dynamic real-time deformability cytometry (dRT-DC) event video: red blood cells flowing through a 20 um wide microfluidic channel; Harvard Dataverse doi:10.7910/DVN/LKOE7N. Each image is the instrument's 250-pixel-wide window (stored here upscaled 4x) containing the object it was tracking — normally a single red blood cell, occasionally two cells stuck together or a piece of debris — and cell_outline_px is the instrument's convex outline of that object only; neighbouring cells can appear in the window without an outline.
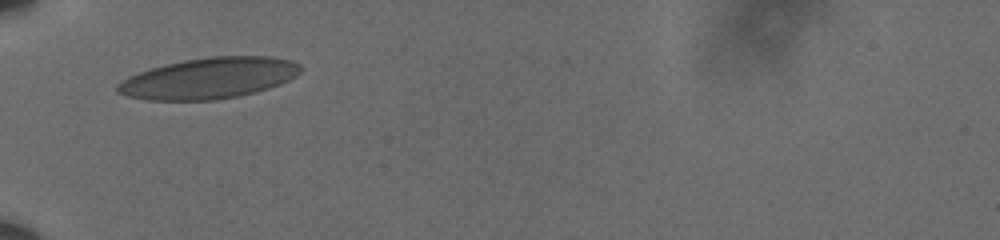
{"species": "human", "species_latin": "Homo sapiens", "temperature_condition": "cold", "stored_images_in_passage": 30, "camera_frame_rate_fps": 3000, "um_per_image_px": 0.085, "donor": {"sex": "male"}, "frame": {"image": 1, "passage_image": 1, "time_ms": 0.0, "image_size_px": [1000, 240], "cell_outline_px": [[300, 72], [296, 76], [280, 84], [268, 88], [236, 96], [216, 100], [148, 100], [128, 96], [116, 92], [116, 84], [140, 72], [164, 64], [184, 60], [212, 56], [272, 56], [292, 60], [300, 64]], "centroid_in_image_um": [17.78, 6.64], "position_along_channel_um": 67.2, "area_um2": 43.47}}
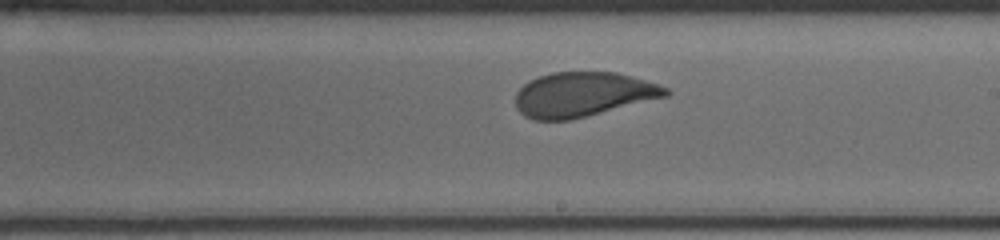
{"frame": {"image": 2, "passage_image": 16, "time_ms": 5.0, "image_size_px": [1000, 240], "cell_outline_px": [[672, 92], [668, 96], [568, 120], [532, 120], [524, 116], [516, 108], [516, 92], [528, 80], [552, 72], [616, 72], [656, 84], [668, 88]], "centroid_in_image_um": [49.51, 8.03], "position_along_channel_um": 239.5, "area_um2": 38.73}}
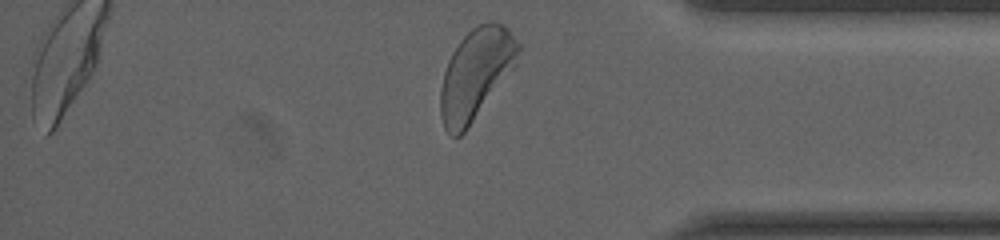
{"frame": {"image": 3, "passage_image": 30, "time_ms": 9.667, "image_size_px": [1000, 240], "cell_outline_px": [[520, 48], [516, 64], [464, 132], [460, 136], [452, 136], [444, 128], [440, 116], [440, 88], [444, 72], [448, 60], [452, 52], [460, 40], [472, 28], [480, 24], [492, 20], [508, 28], [520, 44]], "centroid_in_image_um": [40.43, 6.26], "position_along_channel_um": 394.8, "area_um2": 40.58}, "authors_computed_cell_mechanics": {"area_um2": 39.5641, "velocity_mm_per_s": 3.5733, "shape_relaxation_time_tau1_ms": 2.7203, "shape_relaxation_time_tau2_ms": null, "deformation_change_tau1": 0.1251, "deformation_change_tau2": null}}